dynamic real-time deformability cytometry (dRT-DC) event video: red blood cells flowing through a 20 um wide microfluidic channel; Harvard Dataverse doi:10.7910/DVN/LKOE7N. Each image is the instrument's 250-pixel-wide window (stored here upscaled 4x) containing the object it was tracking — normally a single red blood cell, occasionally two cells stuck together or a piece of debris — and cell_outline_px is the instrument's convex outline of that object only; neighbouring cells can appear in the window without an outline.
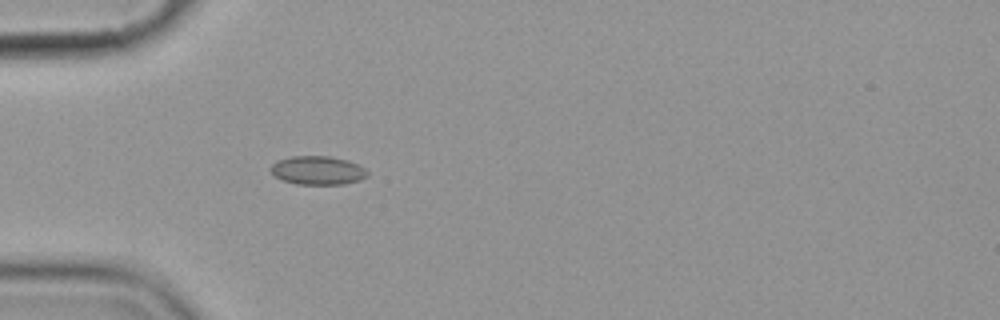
{"species": "common noctule bat (a hibernating species)", "species_latin": "Nyctalus noctula", "temperature_condition": "cold", "stored_images_in_passage": 4, "camera_frame_rate_fps": 3000, "um_per_image_px": 0.085, "animal": {"sex": "female", "body_mass_g": 19.9}, "frame": {"image": 1, "passage_image": 4, "time_ms": 3.667, "image_size_px": [1000, 320], "cell_outline_px": [[368, 176], [360, 180], [344, 184], [296, 184], [284, 180], [276, 176], [268, 168], [276, 160], [292, 156], [328, 156], [348, 160], [364, 168], [368, 172]], "centroid_in_image_um": [27.0, 14.47], "position_along_channel_um": 58.0, "area_um2": 16.13}}